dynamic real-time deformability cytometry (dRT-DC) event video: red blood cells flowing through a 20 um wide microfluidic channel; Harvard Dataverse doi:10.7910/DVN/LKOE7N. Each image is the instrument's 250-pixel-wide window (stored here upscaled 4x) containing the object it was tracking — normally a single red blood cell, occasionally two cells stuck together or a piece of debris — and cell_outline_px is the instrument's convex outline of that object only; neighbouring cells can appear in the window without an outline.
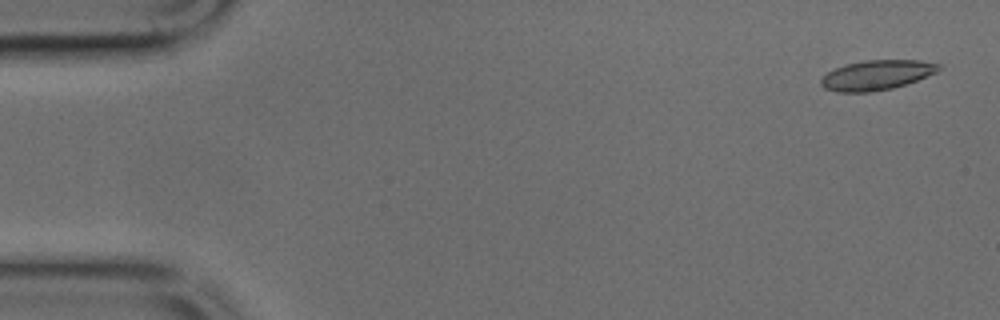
{"species": "common noctule bat (a hibernating species)", "species_latin": "Nyctalus noctula", "temperature_condition": "cold", "stored_images_in_passage": 47, "camera_frame_rate_fps": 3000, "um_per_image_px": 0.085, "animal": {"sex": "male", "body_mass_g": 17.9, "forearm_length_mm": 54.2}, "frame": {"image": 1, "passage_image": 1, "time_ms": 0.0, "image_size_px": [1000, 320], "cell_outline_px": [[940, 68], [936, 72], [916, 80], [892, 88], [868, 92], [836, 92], [824, 88], [820, 84], [820, 80], [828, 72], [844, 64], [864, 60], [920, 60], [940, 64]], "centroid_in_image_um": [74.48, 6.37], "position_along_channel_um": 10.5, "area_um2": 20.29}}
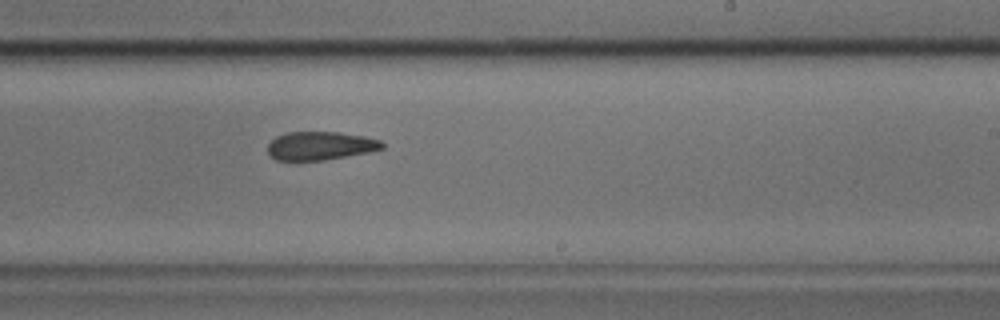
{"frame": {"image": 2, "passage_image": 28, "time_ms": 9.0, "image_size_px": [1000, 320], "cell_outline_px": [[384, 148], [368, 152], [324, 160], [276, 160], [268, 152], [268, 144], [276, 136], [288, 132], [340, 132], [364, 136], [380, 140], [384, 144]], "centroid_in_image_um": [27.23, 12.38], "position_along_channel_um": 261.8, "area_um2": 18.84}}
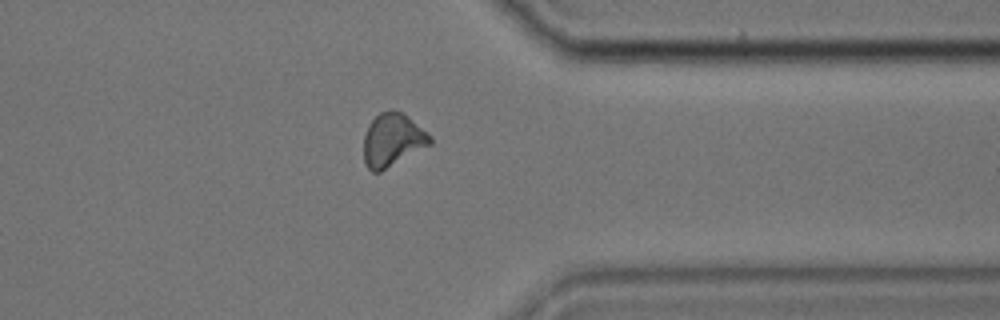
{"frame": {"image": 3, "passage_image": 37, "time_ms": 12.0, "image_size_px": [1000, 320], "cell_outline_px": [[432, 144], [380, 172], [372, 172], [364, 164], [364, 136], [368, 124], [380, 112], [392, 108], [408, 116], [428, 132], [432, 136]], "centroid_in_image_um": [33.37, 11.89], "position_along_channel_um": 378.0, "area_um2": 20.75}}